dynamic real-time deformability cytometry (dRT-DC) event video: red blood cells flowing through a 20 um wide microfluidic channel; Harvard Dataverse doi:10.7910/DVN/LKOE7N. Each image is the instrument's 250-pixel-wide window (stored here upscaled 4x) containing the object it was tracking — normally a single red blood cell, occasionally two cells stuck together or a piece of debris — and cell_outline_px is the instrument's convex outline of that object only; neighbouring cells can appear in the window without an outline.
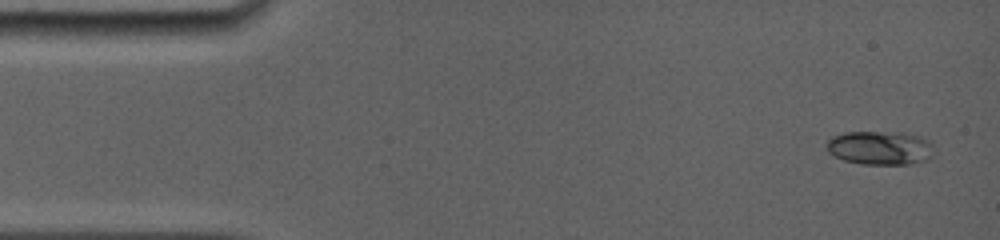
{"species": "common noctule bat (a hibernating species)", "species_latin": "Nyctalus noctula", "temperature_condition": "room temperature", "stored_images_in_passage": 23, "camera_frame_rate_fps": 5000, "um_per_image_px": 0.085, "animal": {"sex": "female", "body_mass_g": 19.0, "forearm_length_mm": 56.7}, "frame": {"image": 1, "passage_image": 1, "time_ms": 0.0, "image_size_px": [1000, 240], "cell_outline_px": [[932, 156], [928, 160], [912, 164], [860, 164], [844, 160], [828, 152], [828, 140], [832, 136], [844, 132], [904, 132], [920, 136], [932, 140]], "centroid_in_image_um": [74.86, 12.56], "position_along_channel_um": 10.1, "area_um2": 21.39}}
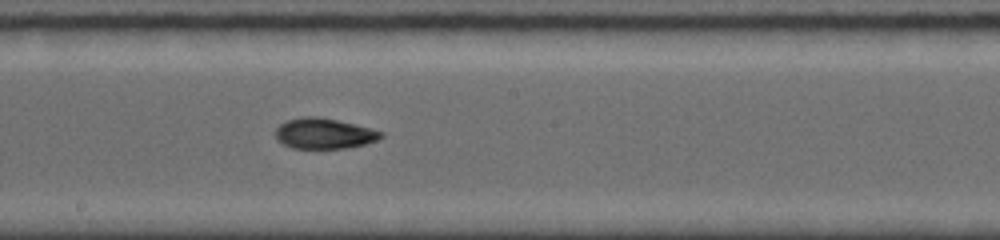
{"frame": {"image": 2, "passage_image": 12, "time_ms": 8.0, "image_size_px": [1000, 240], "cell_outline_px": [[384, 136], [376, 140], [364, 144], [348, 148], [292, 148], [284, 144], [276, 136], [276, 128], [280, 124], [288, 120], [304, 116], [316, 116], [336, 120], [384, 132]], "centroid_in_image_um": [27.55, 11.35], "position_along_channel_um": 220.7, "area_um2": 18.44}}
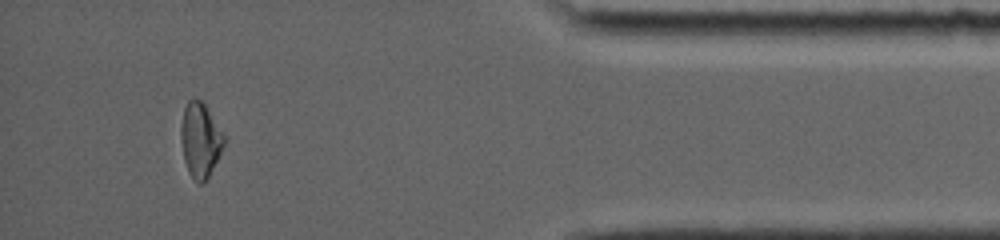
{"frame": {"image": 3, "passage_image": 21, "time_ms": 13.8, "image_size_px": [1000, 240], "cell_outline_px": [[228, 140], [208, 180], [200, 184], [188, 172], [184, 160], [180, 136], [180, 124], [184, 108], [188, 100], [196, 96], [204, 104], [228, 136]], "centroid_in_image_um": [17.07, 11.89], "position_along_channel_um": 418.1, "area_um2": 19.54}, "authors_computed_cell_mechanics": {"area_um2": 18.5538, "velocity_mm_per_s": 3.9812, "shape_relaxation_time_tau1_ms": null, "shape_relaxation_time_tau2_ms": 2.633, "deformation_change_tau1": null, "deformation_change_tau2": 0.059}}